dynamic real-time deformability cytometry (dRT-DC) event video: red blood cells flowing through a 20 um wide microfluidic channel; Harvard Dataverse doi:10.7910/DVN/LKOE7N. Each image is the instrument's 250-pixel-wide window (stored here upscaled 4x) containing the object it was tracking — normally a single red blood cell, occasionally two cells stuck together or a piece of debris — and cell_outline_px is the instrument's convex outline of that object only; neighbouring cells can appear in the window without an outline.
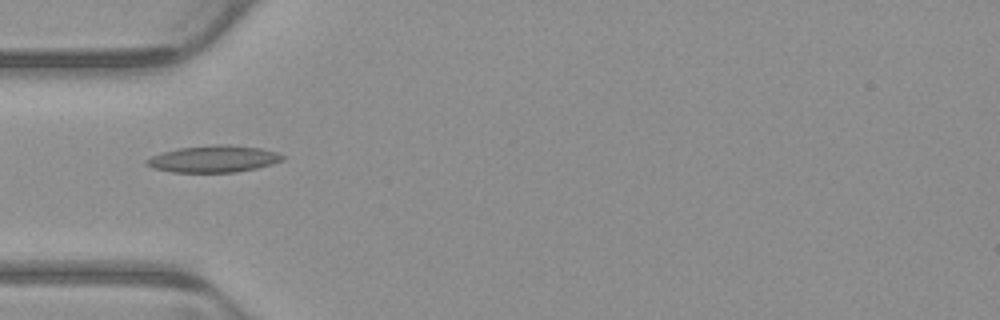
{"species": "common noctule bat (a hibernating species)", "species_latin": "Nyctalus noctula", "temperature_condition": "warm", "stored_images_in_passage": 1, "camera_frame_rate_fps": 3000, "um_per_image_px": 0.085, "animal": {"sex": "male", "body_mass_g": 23.1, "forearm_length_mm": 52.7}, "frame": {"image": 1, "passage_image": 1, "time_ms": 0.0, "image_size_px": [1000, 320], "cell_outline_px": [[284, 160], [272, 164], [256, 168], [236, 172], [172, 172], [152, 168], [144, 164], [144, 160], [160, 152], [180, 148], [216, 144], [228, 144], [260, 148], [276, 152], [284, 156]], "centroid_in_image_um": [18.12, 13.51], "position_along_channel_um": 66.9, "area_um2": 21.33}}